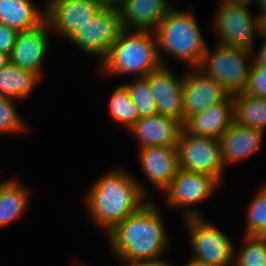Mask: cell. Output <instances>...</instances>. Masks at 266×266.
I'll return each instance as SVG.
<instances>
[{
  "label": "cell",
  "instance_id": "41",
  "mask_svg": "<svg viewBox=\"0 0 266 266\" xmlns=\"http://www.w3.org/2000/svg\"><path fill=\"white\" fill-rule=\"evenodd\" d=\"M0 175H2L1 173H0ZM0 178H1V176H0ZM4 181V179L2 178V179H0V184L2 183Z\"/></svg>",
  "mask_w": 266,
  "mask_h": 266
},
{
  "label": "cell",
  "instance_id": "15",
  "mask_svg": "<svg viewBox=\"0 0 266 266\" xmlns=\"http://www.w3.org/2000/svg\"><path fill=\"white\" fill-rule=\"evenodd\" d=\"M230 93L198 68L185 69L183 85V122L198 112L224 101Z\"/></svg>",
  "mask_w": 266,
  "mask_h": 266
},
{
  "label": "cell",
  "instance_id": "22",
  "mask_svg": "<svg viewBox=\"0 0 266 266\" xmlns=\"http://www.w3.org/2000/svg\"><path fill=\"white\" fill-rule=\"evenodd\" d=\"M42 83L36 74L12 63L0 71V95L15 98L23 103L31 98Z\"/></svg>",
  "mask_w": 266,
  "mask_h": 266
},
{
  "label": "cell",
  "instance_id": "18",
  "mask_svg": "<svg viewBox=\"0 0 266 266\" xmlns=\"http://www.w3.org/2000/svg\"><path fill=\"white\" fill-rule=\"evenodd\" d=\"M233 123V95L202 112L188 116L183 130L189 135L219 139Z\"/></svg>",
  "mask_w": 266,
  "mask_h": 266
},
{
  "label": "cell",
  "instance_id": "1",
  "mask_svg": "<svg viewBox=\"0 0 266 266\" xmlns=\"http://www.w3.org/2000/svg\"><path fill=\"white\" fill-rule=\"evenodd\" d=\"M159 202L151 199L104 235L112 259L144 261L166 257L174 243L169 237L165 214Z\"/></svg>",
  "mask_w": 266,
  "mask_h": 266
},
{
  "label": "cell",
  "instance_id": "10",
  "mask_svg": "<svg viewBox=\"0 0 266 266\" xmlns=\"http://www.w3.org/2000/svg\"><path fill=\"white\" fill-rule=\"evenodd\" d=\"M179 169L207 173L225 185L226 169L220 140L187 134L183 129L177 143Z\"/></svg>",
  "mask_w": 266,
  "mask_h": 266
},
{
  "label": "cell",
  "instance_id": "33",
  "mask_svg": "<svg viewBox=\"0 0 266 266\" xmlns=\"http://www.w3.org/2000/svg\"><path fill=\"white\" fill-rule=\"evenodd\" d=\"M256 3L257 0H217L216 5H237L250 10H252L251 8L254 7L253 10H255Z\"/></svg>",
  "mask_w": 266,
  "mask_h": 266
},
{
  "label": "cell",
  "instance_id": "40",
  "mask_svg": "<svg viewBox=\"0 0 266 266\" xmlns=\"http://www.w3.org/2000/svg\"><path fill=\"white\" fill-rule=\"evenodd\" d=\"M179 1L180 2H182L181 0H167V3H168V5L171 7V8H179V7H177L178 6V4L177 3H179ZM176 3V4H175ZM175 5H176V7H175Z\"/></svg>",
  "mask_w": 266,
  "mask_h": 266
},
{
  "label": "cell",
  "instance_id": "14",
  "mask_svg": "<svg viewBox=\"0 0 266 266\" xmlns=\"http://www.w3.org/2000/svg\"><path fill=\"white\" fill-rule=\"evenodd\" d=\"M162 65L148 75V82L155 96L158 114L172 117L183 124V85L185 69ZM176 71V72H175Z\"/></svg>",
  "mask_w": 266,
  "mask_h": 266
},
{
  "label": "cell",
  "instance_id": "11",
  "mask_svg": "<svg viewBox=\"0 0 266 266\" xmlns=\"http://www.w3.org/2000/svg\"><path fill=\"white\" fill-rule=\"evenodd\" d=\"M137 150L138 167L148 185L135 174L134 177L150 199H159L179 170L177 146H149ZM152 186L155 191L150 188ZM156 191L160 194L156 195Z\"/></svg>",
  "mask_w": 266,
  "mask_h": 266
},
{
  "label": "cell",
  "instance_id": "26",
  "mask_svg": "<svg viewBox=\"0 0 266 266\" xmlns=\"http://www.w3.org/2000/svg\"><path fill=\"white\" fill-rule=\"evenodd\" d=\"M263 183L246 206L243 235L266 236V183Z\"/></svg>",
  "mask_w": 266,
  "mask_h": 266
},
{
  "label": "cell",
  "instance_id": "35",
  "mask_svg": "<svg viewBox=\"0 0 266 266\" xmlns=\"http://www.w3.org/2000/svg\"><path fill=\"white\" fill-rule=\"evenodd\" d=\"M255 9H256V14L258 15V17L265 16L266 15V0H257Z\"/></svg>",
  "mask_w": 266,
  "mask_h": 266
},
{
  "label": "cell",
  "instance_id": "7",
  "mask_svg": "<svg viewBox=\"0 0 266 266\" xmlns=\"http://www.w3.org/2000/svg\"><path fill=\"white\" fill-rule=\"evenodd\" d=\"M252 64V51L213 42L208 44L198 69L233 95L246 89Z\"/></svg>",
  "mask_w": 266,
  "mask_h": 266
},
{
  "label": "cell",
  "instance_id": "9",
  "mask_svg": "<svg viewBox=\"0 0 266 266\" xmlns=\"http://www.w3.org/2000/svg\"><path fill=\"white\" fill-rule=\"evenodd\" d=\"M120 11L116 7H102L82 28H79L65 43L77 52L95 61V65L108 54L111 46L123 31Z\"/></svg>",
  "mask_w": 266,
  "mask_h": 266
},
{
  "label": "cell",
  "instance_id": "20",
  "mask_svg": "<svg viewBox=\"0 0 266 266\" xmlns=\"http://www.w3.org/2000/svg\"><path fill=\"white\" fill-rule=\"evenodd\" d=\"M118 9L124 30L154 31L171 7L167 0H123Z\"/></svg>",
  "mask_w": 266,
  "mask_h": 266
},
{
  "label": "cell",
  "instance_id": "8",
  "mask_svg": "<svg viewBox=\"0 0 266 266\" xmlns=\"http://www.w3.org/2000/svg\"><path fill=\"white\" fill-rule=\"evenodd\" d=\"M214 8L210 29L215 37L213 41L219 45L253 51L259 41L256 12L237 5H219Z\"/></svg>",
  "mask_w": 266,
  "mask_h": 266
},
{
  "label": "cell",
  "instance_id": "19",
  "mask_svg": "<svg viewBox=\"0 0 266 266\" xmlns=\"http://www.w3.org/2000/svg\"><path fill=\"white\" fill-rule=\"evenodd\" d=\"M15 175L4 178L0 184V231L20 221L32 205V189Z\"/></svg>",
  "mask_w": 266,
  "mask_h": 266
},
{
  "label": "cell",
  "instance_id": "39",
  "mask_svg": "<svg viewBox=\"0 0 266 266\" xmlns=\"http://www.w3.org/2000/svg\"><path fill=\"white\" fill-rule=\"evenodd\" d=\"M74 260V261H73ZM79 261V262H78ZM70 263V265L69 266H87V264L85 263V262H83L82 260H81V258L80 259H73L72 258V260H71V262H69ZM88 266H89V264H88Z\"/></svg>",
  "mask_w": 266,
  "mask_h": 266
},
{
  "label": "cell",
  "instance_id": "13",
  "mask_svg": "<svg viewBox=\"0 0 266 266\" xmlns=\"http://www.w3.org/2000/svg\"><path fill=\"white\" fill-rule=\"evenodd\" d=\"M103 7L97 0H48L46 19L54 38L67 41Z\"/></svg>",
  "mask_w": 266,
  "mask_h": 266
},
{
  "label": "cell",
  "instance_id": "27",
  "mask_svg": "<svg viewBox=\"0 0 266 266\" xmlns=\"http://www.w3.org/2000/svg\"><path fill=\"white\" fill-rule=\"evenodd\" d=\"M21 101L0 95V134L5 135H26L32 128L21 112L18 110ZM19 111V112H18ZM27 121V122H26ZM0 135V136H1Z\"/></svg>",
  "mask_w": 266,
  "mask_h": 266
},
{
  "label": "cell",
  "instance_id": "30",
  "mask_svg": "<svg viewBox=\"0 0 266 266\" xmlns=\"http://www.w3.org/2000/svg\"><path fill=\"white\" fill-rule=\"evenodd\" d=\"M18 32L4 23H0V53L11 55Z\"/></svg>",
  "mask_w": 266,
  "mask_h": 266
},
{
  "label": "cell",
  "instance_id": "6",
  "mask_svg": "<svg viewBox=\"0 0 266 266\" xmlns=\"http://www.w3.org/2000/svg\"><path fill=\"white\" fill-rule=\"evenodd\" d=\"M207 217L181 219L190 257L213 266H233L235 240Z\"/></svg>",
  "mask_w": 266,
  "mask_h": 266
},
{
  "label": "cell",
  "instance_id": "25",
  "mask_svg": "<svg viewBox=\"0 0 266 266\" xmlns=\"http://www.w3.org/2000/svg\"><path fill=\"white\" fill-rule=\"evenodd\" d=\"M242 237V242L235 241L233 266H266V236Z\"/></svg>",
  "mask_w": 266,
  "mask_h": 266
},
{
  "label": "cell",
  "instance_id": "29",
  "mask_svg": "<svg viewBox=\"0 0 266 266\" xmlns=\"http://www.w3.org/2000/svg\"><path fill=\"white\" fill-rule=\"evenodd\" d=\"M249 96L266 98V67L257 65L254 61L250 69L248 83L243 91Z\"/></svg>",
  "mask_w": 266,
  "mask_h": 266
},
{
  "label": "cell",
  "instance_id": "24",
  "mask_svg": "<svg viewBox=\"0 0 266 266\" xmlns=\"http://www.w3.org/2000/svg\"><path fill=\"white\" fill-rule=\"evenodd\" d=\"M112 90L106 103L109 120L115 126H120V129L128 132L140 119L138 109L132 102L129 91L122 83L116 85Z\"/></svg>",
  "mask_w": 266,
  "mask_h": 266
},
{
  "label": "cell",
  "instance_id": "23",
  "mask_svg": "<svg viewBox=\"0 0 266 266\" xmlns=\"http://www.w3.org/2000/svg\"><path fill=\"white\" fill-rule=\"evenodd\" d=\"M233 122L266 132V98L249 96L244 92L233 94Z\"/></svg>",
  "mask_w": 266,
  "mask_h": 266
},
{
  "label": "cell",
  "instance_id": "38",
  "mask_svg": "<svg viewBox=\"0 0 266 266\" xmlns=\"http://www.w3.org/2000/svg\"><path fill=\"white\" fill-rule=\"evenodd\" d=\"M9 63V56L0 53V71L4 69Z\"/></svg>",
  "mask_w": 266,
  "mask_h": 266
},
{
  "label": "cell",
  "instance_id": "4",
  "mask_svg": "<svg viewBox=\"0 0 266 266\" xmlns=\"http://www.w3.org/2000/svg\"><path fill=\"white\" fill-rule=\"evenodd\" d=\"M161 66L154 31L123 30L94 71L101 80L128 79L146 77Z\"/></svg>",
  "mask_w": 266,
  "mask_h": 266
},
{
  "label": "cell",
  "instance_id": "36",
  "mask_svg": "<svg viewBox=\"0 0 266 266\" xmlns=\"http://www.w3.org/2000/svg\"><path fill=\"white\" fill-rule=\"evenodd\" d=\"M100 2L104 7H116L118 8L123 0H97Z\"/></svg>",
  "mask_w": 266,
  "mask_h": 266
},
{
  "label": "cell",
  "instance_id": "34",
  "mask_svg": "<svg viewBox=\"0 0 266 266\" xmlns=\"http://www.w3.org/2000/svg\"><path fill=\"white\" fill-rule=\"evenodd\" d=\"M259 39H266V15L258 17Z\"/></svg>",
  "mask_w": 266,
  "mask_h": 266
},
{
  "label": "cell",
  "instance_id": "32",
  "mask_svg": "<svg viewBox=\"0 0 266 266\" xmlns=\"http://www.w3.org/2000/svg\"><path fill=\"white\" fill-rule=\"evenodd\" d=\"M260 44H256L253 49V61L260 66L266 67V39H259ZM260 45V46H257Z\"/></svg>",
  "mask_w": 266,
  "mask_h": 266
},
{
  "label": "cell",
  "instance_id": "12",
  "mask_svg": "<svg viewBox=\"0 0 266 266\" xmlns=\"http://www.w3.org/2000/svg\"><path fill=\"white\" fill-rule=\"evenodd\" d=\"M53 38L47 19L36 27L18 32L9 56L10 63L33 72L44 81L47 78L46 60L48 61L47 56L52 52L50 47L53 46Z\"/></svg>",
  "mask_w": 266,
  "mask_h": 266
},
{
  "label": "cell",
  "instance_id": "17",
  "mask_svg": "<svg viewBox=\"0 0 266 266\" xmlns=\"http://www.w3.org/2000/svg\"><path fill=\"white\" fill-rule=\"evenodd\" d=\"M182 123L160 114L140 118L128 131L138 149L149 146H177Z\"/></svg>",
  "mask_w": 266,
  "mask_h": 266
},
{
  "label": "cell",
  "instance_id": "21",
  "mask_svg": "<svg viewBox=\"0 0 266 266\" xmlns=\"http://www.w3.org/2000/svg\"><path fill=\"white\" fill-rule=\"evenodd\" d=\"M35 1L0 0V23L17 32L38 26L46 19V2Z\"/></svg>",
  "mask_w": 266,
  "mask_h": 266
},
{
  "label": "cell",
  "instance_id": "2",
  "mask_svg": "<svg viewBox=\"0 0 266 266\" xmlns=\"http://www.w3.org/2000/svg\"><path fill=\"white\" fill-rule=\"evenodd\" d=\"M108 169L88 185L81 200L94 229L103 236L151 200L131 170L120 166Z\"/></svg>",
  "mask_w": 266,
  "mask_h": 266
},
{
  "label": "cell",
  "instance_id": "3",
  "mask_svg": "<svg viewBox=\"0 0 266 266\" xmlns=\"http://www.w3.org/2000/svg\"><path fill=\"white\" fill-rule=\"evenodd\" d=\"M197 17L191 3L185 8H171L154 29L162 65L173 67L175 61V67L180 64L184 69L199 67L209 42Z\"/></svg>",
  "mask_w": 266,
  "mask_h": 266
},
{
  "label": "cell",
  "instance_id": "37",
  "mask_svg": "<svg viewBox=\"0 0 266 266\" xmlns=\"http://www.w3.org/2000/svg\"><path fill=\"white\" fill-rule=\"evenodd\" d=\"M188 257L189 258L187 259V261L184 262L183 266H213V265L199 262V261L191 258L190 256H188ZM176 266H178V265H176Z\"/></svg>",
  "mask_w": 266,
  "mask_h": 266
},
{
  "label": "cell",
  "instance_id": "16",
  "mask_svg": "<svg viewBox=\"0 0 266 266\" xmlns=\"http://www.w3.org/2000/svg\"><path fill=\"white\" fill-rule=\"evenodd\" d=\"M265 134L259 129L240 126L233 122L219 138L225 169L228 170L227 168L240 164L262 152Z\"/></svg>",
  "mask_w": 266,
  "mask_h": 266
},
{
  "label": "cell",
  "instance_id": "31",
  "mask_svg": "<svg viewBox=\"0 0 266 266\" xmlns=\"http://www.w3.org/2000/svg\"><path fill=\"white\" fill-rule=\"evenodd\" d=\"M164 257L155 260L144 261H113L118 266H176Z\"/></svg>",
  "mask_w": 266,
  "mask_h": 266
},
{
  "label": "cell",
  "instance_id": "5",
  "mask_svg": "<svg viewBox=\"0 0 266 266\" xmlns=\"http://www.w3.org/2000/svg\"><path fill=\"white\" fill-rule=\"evenodd\" d=\"M222 186L210 174L179 169L170 185L162 192L165 201L160 204L163 203V207L165 204L164 208L167 206L168 211L175 210L181 215V219L207 216L203 204L214 197L215 192Z\"/></svg>",
  "mask_w": 266,
  "mask_h": 266
},
{
  "label": "cell",
  "instance_id": "28",
  "mask_svg": "<svg viewBox=\"0 0 266 266\" xmlns=\"http://www.w3.org/2000/svg\"><path fill=\"white\" fill-rule=\"evenodd\" d=\"M129 91L130 98L138 109L140 118L158 114L155 96L146 77L129 78L121 82Z\"/></svg>",
  "mask_w": 266,
  "mask_h": 266
}]
</instances>
